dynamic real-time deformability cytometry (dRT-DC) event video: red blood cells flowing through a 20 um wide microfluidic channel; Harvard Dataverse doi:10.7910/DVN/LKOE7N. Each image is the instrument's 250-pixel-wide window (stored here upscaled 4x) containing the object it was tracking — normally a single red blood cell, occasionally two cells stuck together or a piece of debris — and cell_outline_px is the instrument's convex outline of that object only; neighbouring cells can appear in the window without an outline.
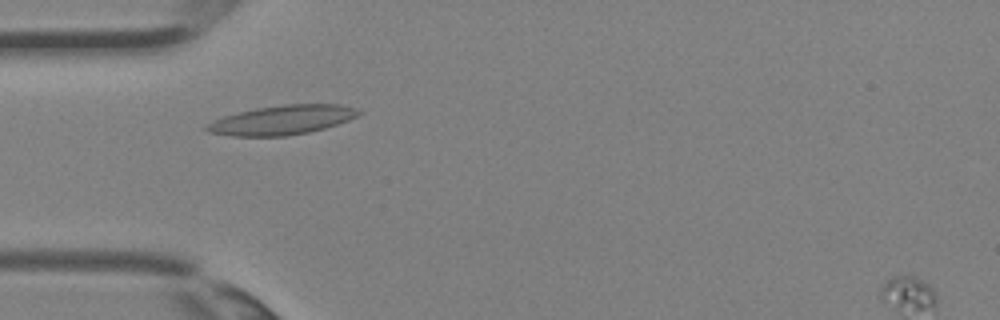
{"species": "Egyptian fruit bat (a non-hibernating species)", "species_latin": "Rousettus aegyptiacus", "temperature_condition": "room temperature", "stored_images_in_passage": 26, "camera_frame_rate_fps": 3000, "um_per_image_px": 0.085, "animal": {"sex": "female"}, "frame": {"image": 1, "passage_image": 1, "time_ms": 0.0, "image_size_px": [1000, 320], "cell_outline_px": [[364, 112], [348, 120], [324, 128], [308, 132], [288, 136], [232, 136], [208, 132], [204, 128], [204, 124], [212, 120], [224, 116], [256, 108], [284, 104], [340, 104], [356, 108]], "centroid_in_image_um": [23.95, 10.2], "position_along_channel_um": 61.0, "area_um2": 26.01}}
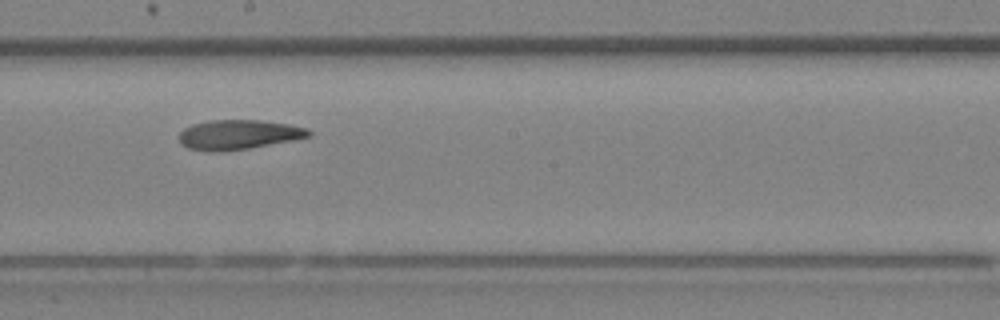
{"frame": {"image": 2, "passage_image": 10, "time_ms": 3.0, "image_size_px": [1000, 320], "cell_outline_px": [[312, 136], [296, 140], [248, 148], [220, 152], [208, 152], [188, 148], [180, 144], [180, 132], [184, 128], [192, 124], [208, 120], [260, 120], [288, 124], [308, 128], [312, 132]], "centroid_in_image_um": [20.29, 11.45], "position_along_channel_um": 227.9, "area_um2": 22.66}}
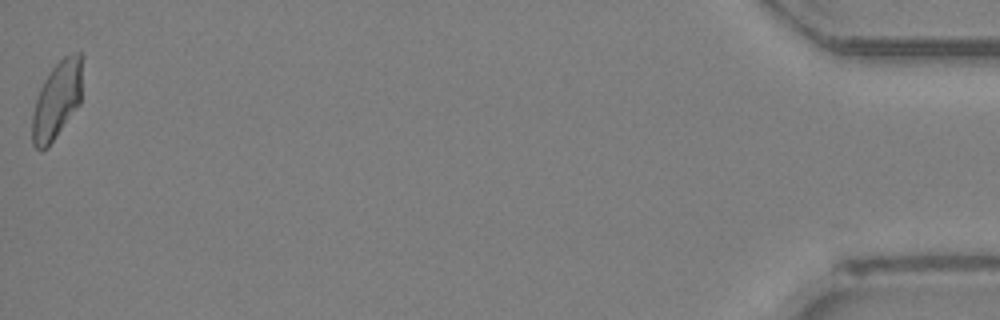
{"frame": {"image": 3, "passage_image": 26, "time_ms": 8.333, "image_size_px": [1000, 320], "cell_outline_px": [[80, 104], [48, 148], [40, 152], [32, 144], [32, 112], [40, 88], [44, 80], [52, 68], [64, 56], [72, 52], [80, 52]], "centroid_in_image_um": [4.79, 8.58], "position_along_channel_um": 430.4, "area_um2": 22.37}}